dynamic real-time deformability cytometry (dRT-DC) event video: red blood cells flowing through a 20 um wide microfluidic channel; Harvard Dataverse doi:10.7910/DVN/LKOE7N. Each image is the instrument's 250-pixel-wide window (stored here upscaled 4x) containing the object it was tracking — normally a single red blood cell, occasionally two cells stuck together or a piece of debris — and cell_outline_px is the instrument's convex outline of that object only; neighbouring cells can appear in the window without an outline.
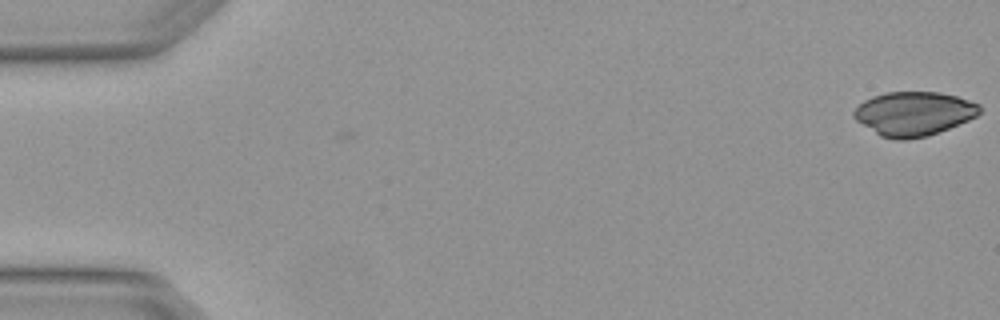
{"species": "Egyptian fruit bat (a non-hibernating species)", "species_latin": "Rousettus aegyptiacus", "temperature_condition": "warm", "stored_images_in_passage": 2, "camera_frame_rate_fps": 3000, "um_per_image_px": 0.085, "animal": {"sex": "female"}, "frame": {"image": 1, "passage_image": 2, "time_ms": 0.333, "image_size_px": [1000, 320], "cell_outline_px": [[980, 112], [976, 116], [968, 120], [928, 136], [904, 140], [896, 140], [880, 136], [856, 120], [852, 116], [852, 112], [864, 100], [872, 96], [884, 92], [940, 92], [956, 96], [980, 104]], "centroid_in_image_um": [77.65, 9.66], "position_along_channel_um": 7.4, "area_um2": 32.25}}